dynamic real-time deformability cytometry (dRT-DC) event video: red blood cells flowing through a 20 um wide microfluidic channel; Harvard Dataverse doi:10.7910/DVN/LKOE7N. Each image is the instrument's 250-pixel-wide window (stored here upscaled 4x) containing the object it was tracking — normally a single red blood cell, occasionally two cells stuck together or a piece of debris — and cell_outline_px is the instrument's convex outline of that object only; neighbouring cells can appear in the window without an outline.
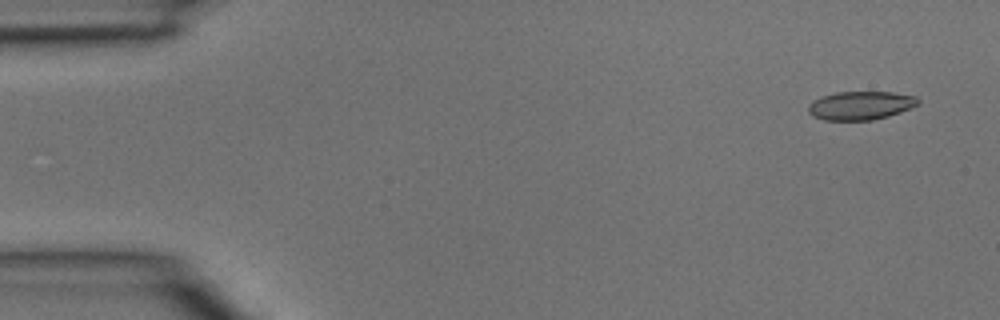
{"species": "common noctule bat (a hibernating species)", "species_latin": "Nyctalus noctula", "temperature_condition": "room temperature", "stored_images_in_passage": 3, "segment_of_instrument_passage": [2, 2], "camera_frame_rate_fps": 3000, "um_per_image_px": 0.085, "animal": {"sex": "male", "body_mass_g": 15.6}, "frame": {"image": 1, "passage_image": 3, "time_ms": 0.667, "image_size_px": [1000, 320], "cell_outline_px": [[920, 104], [900, 112], [888, 116], [872, 120], [824, 120], [812, 116], [808, 112], [808, 104], [812, 100], [836, 92], [892, 92], [916, 96], [920, 100]], "centroid_in_image_um": [73.15, 8.97], "position_along_channel_um": 11.9, "area_um2": 18.32}}